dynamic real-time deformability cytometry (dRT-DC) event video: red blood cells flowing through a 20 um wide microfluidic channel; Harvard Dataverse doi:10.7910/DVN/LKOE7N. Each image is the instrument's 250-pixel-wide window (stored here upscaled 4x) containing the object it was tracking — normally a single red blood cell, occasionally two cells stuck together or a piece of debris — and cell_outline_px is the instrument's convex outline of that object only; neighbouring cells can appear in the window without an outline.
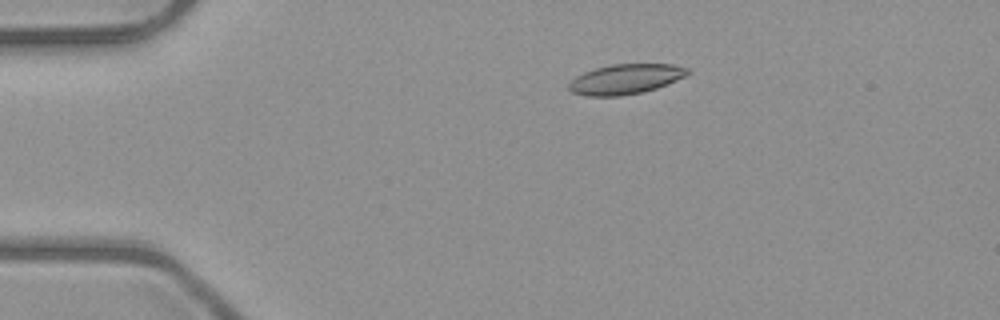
{"species": "common noctule bat (a hibernating species)", "species_latin": "Nyctalus noctula", "temperature_condition": "room temperature", "stored_images_in_passage": 5, "camera_frame_rate_fps": 3000, "um_per_image_px": 0.085, "animal": {"sex": "male", "body_mass_g": 23.1, "forearm_length_mm": 52.7}, "frame": {"image": 1, "passage_image": 2, "time_ms": 1.333, "image_size_px": [1000, 320], "cell_outline_px": [[692, 72], [668, 84], [644, 92], [620, 96], [588, 96], [572, 92], [568, 88], [568, 84], [576, 76], [584, 72], [596, 68], [612, 64], [672, 64], [688, 68]], "centroid_in_image_um": [53.18, 6.72], "position_along_channel_um": 31.8, "area_um2": 20.75}}
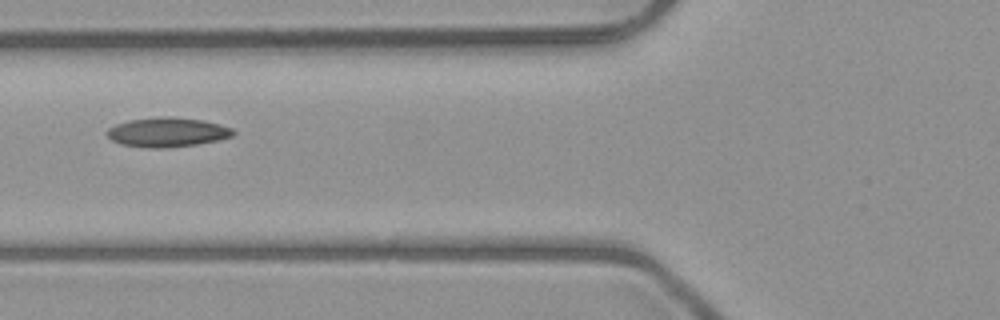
{"frame": {"image": 2, "passage_image": 5, "time_ms": 4.667, "image_size_px": [1000, 320], "cell_outline_px": [[236, 132], [232, 136], [216, 140], [196, 144], [168, 148], [148, 148], [120, 144], [112, 140], [104, 132], [108, 128], [116, 124], [128, 120], [160, 116], [168, 116], [204, 120], [220, 124], [232, 128]], "centroid_in_image_um": [14.19, 11.23], "position_along_channel_um": 111.6, "area_um2": 21.79}}